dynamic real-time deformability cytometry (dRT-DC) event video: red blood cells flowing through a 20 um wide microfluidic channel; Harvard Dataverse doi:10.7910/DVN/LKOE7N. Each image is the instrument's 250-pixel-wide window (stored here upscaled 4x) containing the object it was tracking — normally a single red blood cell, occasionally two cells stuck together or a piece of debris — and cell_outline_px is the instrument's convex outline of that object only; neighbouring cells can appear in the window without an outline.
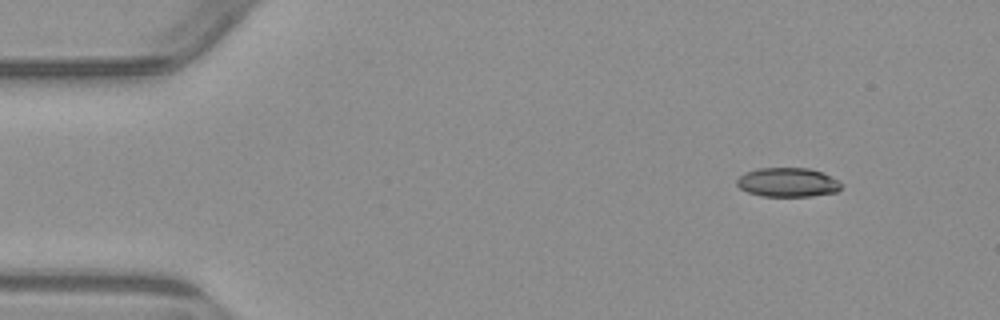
{"species": "common noctule bat (a hibernating species)", "species_latin": "Nyctalus noctula", "temperature_condition": "warm", "stored_images_in_passage": 7, "camera_frame_rate_fps": 3000, "um_per_image_px": 0.085, "animal": {"sex": "male", "body_mass_g": 23.1, "forearm_length_mm": 52.7}, "frame": {"image": 1, "passage_image": 1, "time_ms": 0.0, "image_size_px": [1000, 320], "cell_outline_px": [[844, 184], [836, 192], [812, 196], [760, 196], [748, 192], [740, 188], [736, 184], [736, 180], [744, 172], [756, 168], [808, 168], [832, 176], [840, 180]], "centroid_in_image_um": [66.96, 15.49], "position_along_channel_um": 18.0, "area_um2": 17.92}}
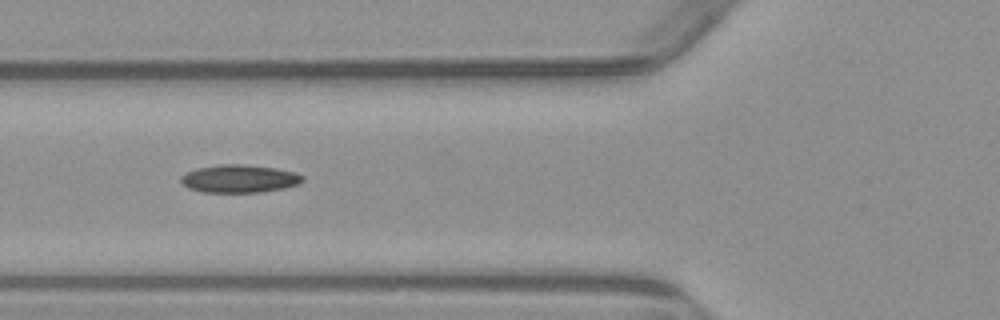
{"frame": {"image": 2, "passage_image": 5, "time_ms": 4.667, "image_size_px": [1000, 320], "cell_outline_px": [[304, 180], [300, 184], [284, 188], [264, 192], [204, 192], [188, 188], [180, 180], [180, 176], [196, 168], [220, 164], [240, 164], [276, 168], [296, 172], [304, 176]], "centroid_in_image_um": [20.38, 15.19], "position_along_channel_um": 105.4, "area_um2": 19.88}}
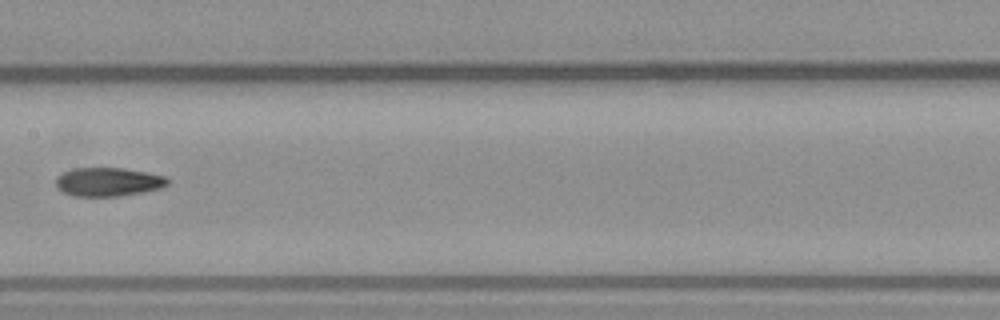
{"frame": {"image": 3, "passage_image": 7, "time_ms": 7.0, "image_size_px": [1000, 320], "cell_outline_px": [[168, 184], [160, 188], [144, 192], [120, 196], [72, 196], [56, 188], [56, 176], [64, 172], [76, 168], [124, 168], [148, 172], [164, 176], [168, 180]], "centroid_in_image_um": [9.18, 15.46], "position_along_channel_um": 198.2, "area_um2": 18.73}}